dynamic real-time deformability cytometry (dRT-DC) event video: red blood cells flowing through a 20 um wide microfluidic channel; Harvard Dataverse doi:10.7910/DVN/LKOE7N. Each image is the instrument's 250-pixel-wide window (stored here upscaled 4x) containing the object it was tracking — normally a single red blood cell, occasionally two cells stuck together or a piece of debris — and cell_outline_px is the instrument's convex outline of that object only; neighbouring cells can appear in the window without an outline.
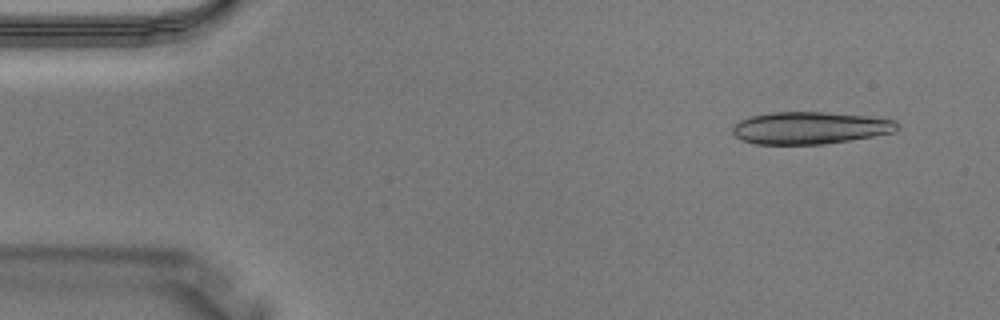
{"species": "Egyptian fruit bat (a non-hibernating species)", "species_latin": "Rousettus aegyptiacus", "temperature_condition": "warm", "stored_images_in_passage": 3, "camera_frame_rate_fps": 3000, "um_per_image_px": 0.085, "animal": {"sex": "male"}, "frame": {"image": 1, "passage_image": 1, "time_ms": 0.0, "image_size_px": [1000, 320], "cell_outline_px": [[900, 124], [896, 132], [824, 144], [756, 144], [740, 140], [732, 132], [732, 128], [740, 120], [752, 116], [772, 112], [828, 112], [868, 116], [896, 120]], "centroid_in_image_um": [68.87, 10.87], "position_along_channel_um": 16.1, "area_um2": 30.98}}